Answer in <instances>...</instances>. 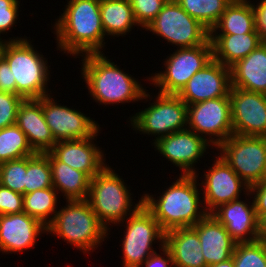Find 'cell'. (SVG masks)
<instances>
[{"label": "cell", "instance_id": "cell-14", "mask_svg": "<svg viewBox=\"0 0 266 267\" xmlns=\"http://www.w3.org/2000/svg\"><path fill=\"white\" fill-rule=\"evenodd\" d=\"M58 103L50 95L42 97V110L56 142L92 138L99 133V125L78 110Z\"/></svg>", "mask_w": 266, "mask_h": 267}, {"label": "cell", "instance_id": "cell-41", "mask_svg": "<svg viewBox=\"0 0 266 267\" xmlns=\"http://www.w3.org/2000/svg\"><path fill=\"white\" fill-rule=\"evenodd\" d=\"M160 248L161 250L163 249L162 252L164 258L155 251L143 262L142 265L145 267H169V265L173 267L172 255L169 249L165 245L161 246Z\"/></svg>", "mask_w": 266, "mask_h": 267}, {"label": "cell", "instance_id": "cell-10", "mask_svg": "<svg viewBox=\"0 0 266 267\" xmlns=\"http://www.w3.org/2000/svg\"><path fill=\"white\" fill-rule=\"evenodd\" d=\"M188 105L175 94L158 92L154 103L130 118L131 125L156 139L187 129ZM185 127V128H184Z\"/></svg>", "mask_w": 266, "mask_h": 267}, {"label": "cell", "instance_id": "cell-6", "mask_svg": "<svg viewBox=\"0 0 266 267\" xmlns=\"http://www.w3.org/2000/svg\"><path fill=\"white\" fill-rule=\"evenodd\" d=\"M131 195L124 180L108 164L90 179L87 201L100 222L110 229L111 223L117 225L124 222L126 216L133 214L143 204L141 197L132 209Z\"/></svg>", "mask_w": 266, "mask_h": 267}, {"label": "cell", "instance_id": "cell-45", "mask_svg": "<svg viewBox=\"0 0 266 267\" xmlns=\"http://www.w3.org/2000/svg\"><path fill=\"white\" fill-rule=\"evenodd\" d=\"M5 42H6V40L4 41V40H2V38H0V56L2 54V49H3Z\"/></svg>", "mask_w": 266, "mask_h": 267}, {"label": "cell", "instance_id": "cell-1", "mask_svg": "<svg viewBox=\"0 0 266 267\" xmlns=\"http://www.w3.org/2000/svg\"><path fill=\"white\" fill-rule=\"evenodd\" d=\"M67 4L54 25L57 47L70 56L101 53L106 35L100 0H69Z\"/></svg>", "mask_w": 266, "mask_h": 267}, {"label": "cell", "instance_id": "cell-31", "mask_svg": "<svg viewBox=\"0 0 266 267\" xmlns=\"http://www.w3.org/2000/svg\"><path fill=\"white\" fill-rule=\"evenodd\" d=\"M34 154L27 136L16 124L0 129V163Z\"/></svg>", "mask_w": 266, "mask_h": 267}, {"label": "cell", "instance_id": "cell-37", "mask_svg": "<svg viewBox=\"0 0 266 267\" xmlns=\"http://www.w3.org/2000/svg\"><path fill=\"white\" fill-rule=\"evenodd\" d=\"M23 212V194L0 184V215Z\"/></svg>", "mask_w": 266, "mask_h": 267}, {"label": "cell", "instance_id": "cell-29", "mask_svg": "<svg viewBox=\"0 0 266 267\" xmlns=\"http://www.w3.org/2000/svg\"><path fill=\"white\" fill-rule=\"evenodd\" d=\"M57 194V190L54 187L35 190L24 194L23 212L38 219L47 226L53 220L57 212ZM50 215L52 217H50Z\"/></svg>", "mask_w": 266, "mask_h": 267}, {"label": "cell", "instance_id": "cell-7", "mask_svg": "<svg viewBox=\"0 0 266 267\" xmlns=\"http://www.w3.org/2000/svg\"><path fill=\"white\" fill-rule=\"evenodd\" d=\"M216 149L249 187L265 179L266 137L233 134Z\"/></svg>", "mask_w": 266, "mask_h": 267}, {"label": "cell", "instance_id": "cell-19", "mask_svg": "<svg viewBox=\"0 0 266 267\" xmlns=\"http://www.w3.org/2000/svg\"><path fill=\"white\" fill-rule=\"evenodd\" d=\"M95 137L58 141L49 152L91 179L106 166L103 150L93 142Z\"/></svg>", "mask_w": 266, "mask_h": 267}, {"label": "cell", "instance_id": "cell-24", "mask_svg": "<svg viewBox=\"0 0 266 267\" xmlns=\"http://www.w3.org/2000/svg\"><path fill=\"white\" fill-rule=\"evenodd\" d=\"M173 267H207L197 231L193 227L176 228L165 233Z\"/></svg>", "mask_w": 266, "mask_h": 267}, {"label": "cell", "instance_id": "cell-9", "mask_svg": "<svg viewBox=\"0 0 266 267\" xmlns=\"http://www.w3.org/2000/svg\"><path fill=\"white\" fill-rule=\"evenodd\" d=\"M168 58V59H167ZM164 62L165 71L155 73L150 79L159 93L177 95L189 79L213 59L210 39L202 45L190 48H177Z\"/></svg>", "mask_w": 266, "mask_h": 267}, {"label": "cell", "instance_id": "cell-40", "mask_svg": "<svg viewBox=\"0 0 266 267\" xmlns=\"http://www.w3.org/2000/svg\"><path fill=\"white\" fill-rule=\"evenodd\" d=\"M0 92L16 94V81L2 56H0Z\"/></svg>", "mask_w": 266, "mask_h": 267}, {"label": "cell", "instance_id": "cell-18", "mask_svg": "<svg viewBox=\"0 0 266 267\" xmlns=\"http://www.w3.org/2000/svg\"><path fill=\"white\" fill-rule=\"evenodd\" d=\"M47 233L46 226L25 212L0 215V251L23 252L36 245L37 237ZM8 252V253H7Z\"/></svg>", "mask_w": 266, "mask_h": 267}, {"label": "cell", "instance_id": "cell-28", "mask_svg": "<svg viewBox=\"0 0 266 267\" xmlns=\"http://www.w3.org/2000/svg\"><path fill=\"white\" fill-rule=\"evenodd\" d=\"M100 13L105 35L123 36L138 25L129 0H100Z\"/></svg>", "mask_w": 266, "mask_h": 267}, {"label": "cell", "instance_id": "cell-36", "mask_svg": "<svg viewBox=\"0 0 266 267\" xmlns=\"http://www.w3.org/2000/svg\"><path fill=\"white\" fill-rule=\"evenodd\" d=\"M23 100L20 95L0 92V129L16 124L18 108Z\"/></svg>", "mask_w": 266, "mask_h": 267}, {"label": "cell", "instance_id": "cell-5", "mask_svg": "<svg viewBox=\"0 0 266 267\" xmlns=\"http://www.w3.org/2000/svg\"><path fill=\"white\" fill-rule=\"evenodd\" d=\"M8 40L3 46L1 56L7 61L16 81V94L24 99H40L49 95L46 91L50 74L49 67L46 66L47 59L34 50L27 38Z\"/></svg>", "mask_w": 266, "mask_h": 267}, {"label": "cell", "instance_id": "cell-39", "mask_svg": "<svg viewBox=\"0 0 266 267\" xmlns=\"http://www.w3.org/2000/svg\"><path fill=\"white\" fill-rule=\"evenodd\" d=\"M247 196L254 195L253 203L258 220L266 214V179L249 187Z\"/></svg>", "mask_w": 266, "mask_h": 267}, {"label": "cell", "instance_id": "cell-33", "mask_svg": "<svg viewBox=\"0 0 266 267\" xmlns=\"http://www.w3.org/2000/svg\"><path fill=\"white\" fill-rule=\"evenodd\" d=\"M232 258L234 267H266V241L238 242Z\"/></svg>", "mask_w": 266, "mask_h": 267}, {"label": "cell", "instance_id": "cell-35", "mask_svg": "<svg viewBox=\"0 0 266 267\" xmlns=\"http://www.w3.org/2000/svg\"><path fill=\"white\" fill-rule=\"evenodd\" d=\"M168 0H129L134 18L142 28H146L162 10Z\"/></svg>", "mask_w": 266, "mask_h": 267}, {"label": "cell", "instance_id": "cell-8", "mask_svg": "<svg viewBox=\"0 0 266 267\" xmlns=\"http://www.w3.org/2000/svg\"><path fill=\"white\" fill-rule=\"evenodd\" d=\"M145 30L152 31L178 48L195 47L210 39V31L191 17L176 0H168Z\"/></svg>", "mask_w": 266, "mask_h": 267}, {"label": "cell", "instance_id": "cell-21", "mask_svg": "<svg viewBox=\"0 0 266 267\" xmlns=\"http://www.w3.org/2000/svg\"><path fill=\"white\" fill-rule=\"evenodd\" d=\"M193 228L197 231L202 254L208 266L232 258L237 242L212 214H207Z\"/></svg>", "mask_w": 266, "mask_h": 267}, {"label": "cell", "instance_id": "cell-17", "mask_svg": "<svg viewBox=\"0 0 266 267\" xmlns=\"http://www.w3.org/2000/svg\"><path fill=\"white\" fill-rule=\"evenodd\" d=\"M231 70L214 58L197 71L177 94L187 105L197 102L229 97Z\"/></svg>", "mask_w": 266, "mask_h": 267}, {"label": "cell", "instance_id": "cell-22", "mask_svg": "<svg viewBox=\"0 0 266 267\" xmlns=\"http://www.w3.org/2000/svg\"><path fill=\"white\" fill-rule=\"evenodd\" d=\"M16 125L25 133L36 153L49 152L56 141L46 123L42 98L24 99L17 112Z\"/></svg>", "mask_w": 266, "mask_h": 267}, {"label": "cell", "instance_id": "cell-3", "mask_svg": "<svg viewBox=\"0 0 266 267\" xmlns=\"http://www.w3.org/2000/svg\"><path fill=\"white\" fill-rule=\"evenodd\" d=\"M82 58V76L88 92L100 104L128 103L150 97L141 83L120 70L101 53H89Z\"/></svg>", "mask_w": 266, "mask_h": 267}, {"label": "cell", "instance_id": "cell-4", "mask_svg": "<svg viewBox=\"0 0 266 267\" xmlns=\"http://www.w3.org/2000/svg\"><path fill=\"white\" fill-rule=\"evenodd\" d=\"M66 202V207L59 209L46 226L47 233L66 240L83 253L91 250L93 252L104 238H108L109 230L97 218L87 200H66Z\"/></svg>", "mask_w": 266, "mask_h": 267}, {"label": "cell", "instance_id": "cell-38", "mask_svg": "<svg viewBox=\"0 0 266 267\" xmlns=\"http://www.w3.org/2000/svg\"><path fill=\"white\" fill-rule=\"evenodd\" d=\"M19 0H0V34L12 28L17 21Z\"/></svg>", "mask_w": 266, "mask_h": 267}, {"label": "cell", "instance_id": "cell-30", "mask_svg": "<svg viewBox=\"0 0 266 267\" xmlns=\"http://www.w3.org/2000/svg\"><path fill=\"white\" fill-rule=\"evenodd\" d=\"M194 19L209 31L215 26L232 0H176Z\"/></svg>", "mask_w": 266, "mask_h": 267}, {"label": "cell", "instance_id": "cell-16", "mask_svg": "<svg viewBox=\"0 0 266 267\" xmlns=\"http://www.w3.org/2000/svg\"><path fill=\"white\" fill-rule=\"evenodd\" d=\"M202 197L206 212L211 214L220 205L239 199V195L249 191V186L237 175V173L219 155L212 167L203 175Z\"/></svg>", "mask_w": 266, "mask_h": 267}, {"label": "cell", "instance_id": "cell-32", "mask_svg": "<svg viewBox=\"0 0 266 267\" xmlns=\"http://www.w3.org/2000/svg\"><path fill=\"white\" fill-rule=\"evenodd\" d=\"M53 187L49 152L27 156L26 184L24 194Z\"/></svg>", "mask_w": 266, "mask_h": 267}, {"label": "cell", "instance_id": "cell-42", "mask_svg": "<svg viewBox=\"0 0 266 267\" xmlns=\"http://www.w3.org/2000/svg\"><path fill=\"white\" fill-rule=\"evenodd\" d=\"M256 11L257 30L261 37L266 40V0H260L257 5L254 4Z\"/></svg>", "mask_w": 266, "mask_h": 267}, {"label": "cell", "instance_id": "cell-43", "mask_svg": "<svg viewBox=\"0 0 266 267\" xmlns=\"http://www.w3.org/2000/svg\"><path fill=\"white\" fill-rule=\"evenodd\" d=\"M258 236L260 240L266 241V214L258 220Z\"/></svg>", "mask_w": 266, "mask_h": 267}, {"label": "cell", "instance_id": "cell-13", "mask_svg": "<svg viewBox=\"0 0 266 267\" xmlns=\"http://www.w3.org/2000/svg\"><path fill=\"white\" fill-rule=\"evenodd\" d=\"M233 134L266 137V94L231 87Z\"/></svg>", "mask_w": 266, "mask_h": 267}, {"label": "cell", "instance_id": "cell-26", "mask_svg": "<svg viewBox=\"0 0 266 267\" xmlns=\"http://www.w3.org/2000/svg\"><path fill=\"white\" fill-rule=\"evenodd\" d=\"M49 162L53 187L57 192L64 193L66 200H87L90 178L84 172L58 161L50 152Z\"/></svg>", "mask_w": 266, "mask_h": 267}, {"label": "cell", "instance_id": "cell-44", "mask_svg": "<svg viewBox=\"0 0 266 267\" xmlns=\"http://www.w3.org/2000/svg\"><path fill=\"white\" fill-rule=\"evenodd\" d=\"M207 267H234V261L233 258H230L227 261L216 263Z\"/></svg>", "mask_w": 266, "mask_h": 267}, {"label": "cell", "instance_id": "cell-25", "mask_svg": "<svg viewBox=\"0 0 266 267\" xmlns=\"http://www.w3.org/2000/svg\"><path fill=\"white\" fill-rule=\"evenodd\" d=\"M264 41L260 33L218 34L210 32L213 58L227 67L245 58Z\"/></svg>", "mask_w": 266, "mask_h": 267}, {"label": "cell", "instance_id": "cell-20", "mask_svg": "<svg viewBox=\"0 0 266 267\" xmlns=\"http://www.w3.org/2000/svg\"><path fill=\"white\" fill-rule=\"evenodd\" d=\"M251 204V205H250ZM238 242H252L259 239L258 218L254 203L239 199L220 205L211 213Z\"/></svg>", "mask_w": 266, "mask_h": 267}, {"label": "cell", "instance_id": "cell-12", "mask_svg": "<svg viewBox=\"0 0 266 267\" xmlns=\"http://www.w3.org/2000/svg\"><path fill=\"white\" fill-rule=\"evenodd\" d=\"M187 128L199 136L202 135L206 140L209 139L212 148L214 146L217 148L233 135L229 97H219L188 105ZM207 136L210 137L207 138Z\"/></svg>", "mask_w": 266, "mask_h": 267}, {"label": "cell", "instance_id": "cell-2", "mask_svg": "<svg viewBox=\"0 0 266 267\" xmlns=\"http://www.w3.org/2000/svg\"><path fill=\"white\" fill-rule=\"evenodd\" d=\"M196 179L197 174H181L158 199L148 193L142 195L143 205L153 214L165 233L176 228L193 227L208 214L202 207Z\"/></svg>", "mask_w": 266, "mask_h": 267}, {"label": "cell", "instance_id": "cell-23", "mask_svg": "<svg viewBox=\"0 0 266 267\" xmlns=\"http://www.w3.org/2000/svg\"><path fill=\"white\" fill-rule=\"evenodd\" d=\"M230 70L231 87L266 94V40Z\"/></svg>", "mask_w": 266, "mask_h": 267}, {"label": "cell", "instance_id": "cell-34", "mask_svg": "<svg viewBox=\"0 0 266 267\" xmlns=\"http://www.w3.org/2000/svg\"><path fill=\"white\" fill-rule=\"evenodd\" d=\"M26 172L27 156L0 163V184L24 195Z\"/></svg>", "mask_w": 266, "mask_h": 267}, {"label": "cell", "instance_id": "cell-27", "mask_svg": "<svg viewBox=\"0 0 266 267\" xmlns=\"http://www.w3.org/2000/svg\"><path fill=\"white\" fill-rule=\"evenodd\" d=\"M217 30L221 31L219 34L260 33L257 30L254 3L232 0L210 32Z\"/></svg>", "mask_w": 266, "mask_h": 267}, {"label": "cell", "instance_id": "cell-15", "mask_svg": "<svg viewBox=\"0 0 266 267\" xmlns=\"http://www.w3.org/2000/svg\"><path fill=\"white\" fill-rule=\"evenodd\" d=\"M153 145L163 157L179 167L183 175L197 174L193 166L204 155L209 140L190 129L176 131L153 140Z\"/></svg>", "mask_w": 266, "mask_h": 267}, {"label": "cell", "instance_id": "cell-11", "mask_svg": "<svg viewBox=\"0 0 266 267\" xmlns=\"http://www.w3.org/2000/svg\"><path fill=\"white\" fill-rule=\"evenodd\" d=\"M124 221L127 223L122 241L123 266L141 267L143 262L155 252L152 249L154 240L160 241L161 246L164 245L165 232L143 204Z\"/></svg>", "mask_w": 266, "mask_h": 267}]
</instances>
